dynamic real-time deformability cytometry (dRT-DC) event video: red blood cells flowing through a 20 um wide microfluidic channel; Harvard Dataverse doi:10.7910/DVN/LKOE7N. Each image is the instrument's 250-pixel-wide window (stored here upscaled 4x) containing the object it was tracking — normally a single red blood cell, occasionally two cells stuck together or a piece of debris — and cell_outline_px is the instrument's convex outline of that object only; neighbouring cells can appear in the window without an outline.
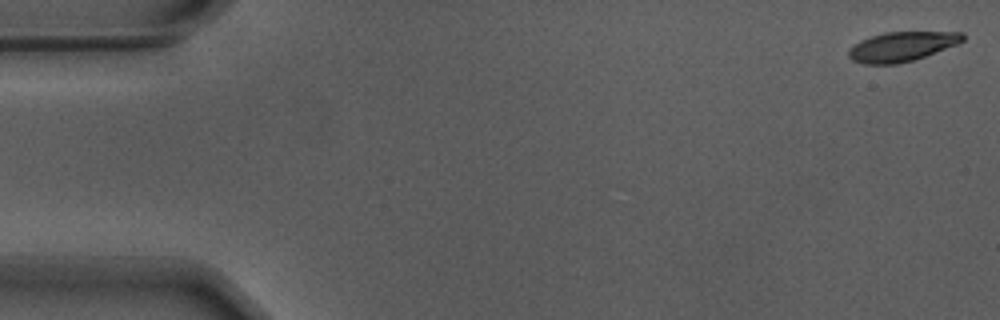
{"species": "Egyptian fruit bat (a non-hibernating species)", "species_latin": "Rousettus aegyptiacus", "temperature_condition": "warm", "stored_images_in_passage": 55, "camera_frame_rate_fps": 3000, "um_per_image_px": 0.085, "animal": {"sex": "male"}, "frame": {"image": 1, "passage_image": 1, "time_ms": 0.0, "image_size_px": [1000, 320], "cell_outline_px": [[964, 40], [956, 44], [924, 56], [912, 60], [896, 64], [864, 64], [852, 60], [848, 56], [848, 48], [860, 40], [872, 36], [888, 32], [964, 32]], "centroid_in_image_um": [76.61, 3.95], "position_along_channel_um": 8.4, "area_um2": 19.42}}
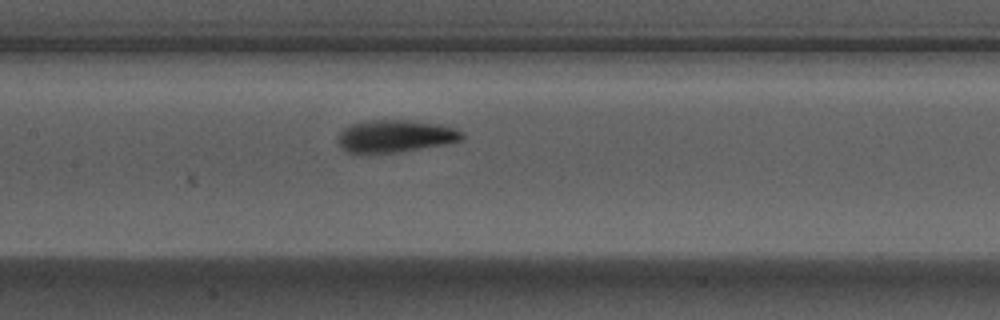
{"frame": {"image": 2, "passage_image": 26, "time_ms": 8.333, "image_size_px": [1000, 320], "cell_outline_px": [[464, 136], [460, 140], [444, 144], [396, 152], [348, 152], [336, 140], [336, 136], [344, 128], [352, 124], [364, 120], [412, 120], [440, 124], [456, 128], [464, 132]], "centroid_in_image_um": [33.61, 11.54], "position_along_channel_um": 173.8, "area_um2": 23.24}}
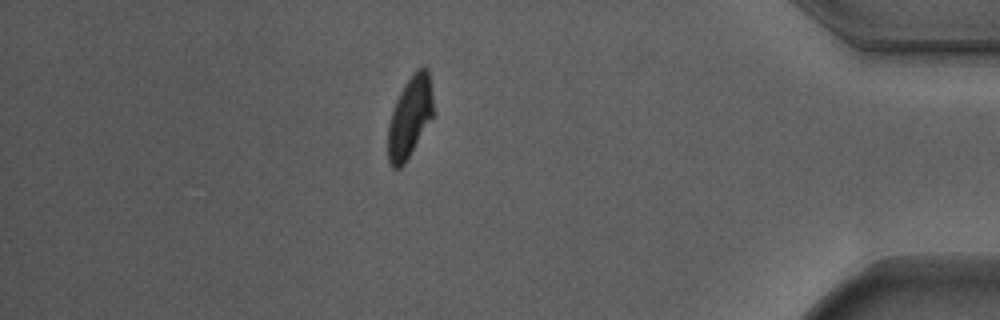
{"frame": {"image": 3, "passage_image": 48, "time_ms": 15.667, "image_size_px": [1000, 320], "cell_outline_px": [[432, 116], [404, 164], [400, 168], [392, 168], [388, 160], [388, 124], [396, 100], [404, 84], [416, 68], [428, 68], [432, 96]], "centroid_in_image_um": [34.81, 9.93], "position_along_channel_um": 400.4, "area_um2": 20.92}, "authors_computed_cell_mechanics": {"area_um2": 22.0218, "velocity_mm_per_s": 3.6889, "shape_relaxation_time_tau1_ms": 3.305, "shape_relaxation_time_tau2_ms": 2.5308, "deformation_change_tau1": 0.1905, "deformation_change_tau2": 0.1065}}